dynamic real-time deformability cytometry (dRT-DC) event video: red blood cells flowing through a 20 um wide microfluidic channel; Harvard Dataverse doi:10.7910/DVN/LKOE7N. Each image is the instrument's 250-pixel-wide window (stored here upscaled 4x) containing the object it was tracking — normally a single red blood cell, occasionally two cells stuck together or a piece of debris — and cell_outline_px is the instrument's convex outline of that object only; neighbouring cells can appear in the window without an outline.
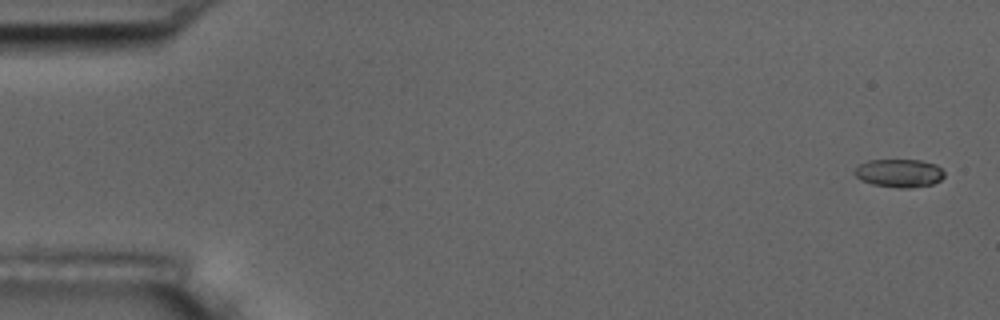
{"species": "common noctule bat (a hibernating species)", "species_latin": "Nyctalus noctula", "temperature_condition": "room temperature", "stored_images_in_passage": 55, "camera_frame_rate_fps": 3000, "um_per_image_px": 0.085, "animal": {"sex": "male", "body_mass_g": 17.5, "forearm_length_mm": 52.3}, "frame": {"image": 1, "passage_image": 1, "time_ms": 0.0, "image_size_px": [1000, 320], "cell_outline_px": [[944, 176], [940, 180], [932, 184], [912, 188], [900, 188], [872, 184], [860, 180], [856, 176], [856, 168], [860, 164], [868, 160], [920, 160], [936, 164], [944, 172]], "centroid_in_image_um": [76.45, 14.72], "position_along_channel_um": 8.5, "area_um2": 14.68}}
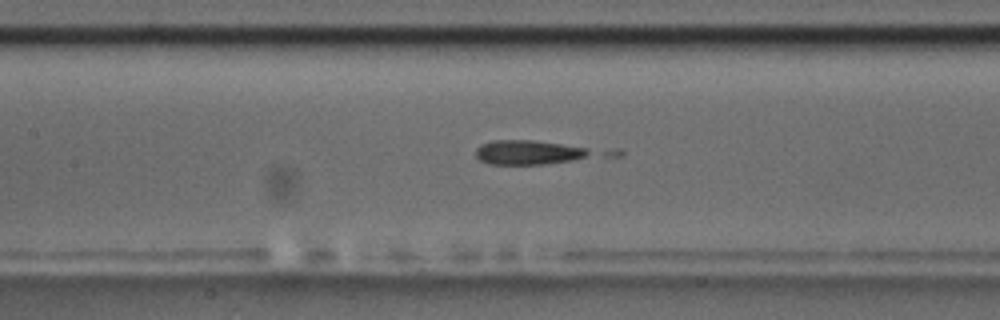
{"frame": {"image": 2, "passage_image": 25, "time_ms": 8.0, "image_size_px": [1000, 320], "cell_outline_px": [[624, 156], [544, 164], [488, 164], [480, 160], [476, 156], [476, 148], [480, 144], [492, 140], [532, 140], [620, 148], [624, 152]], "centroid_in_image_um": [45.94, 12.94], "position_along_channel_um": 161.5, "area_um2": 19.88}}
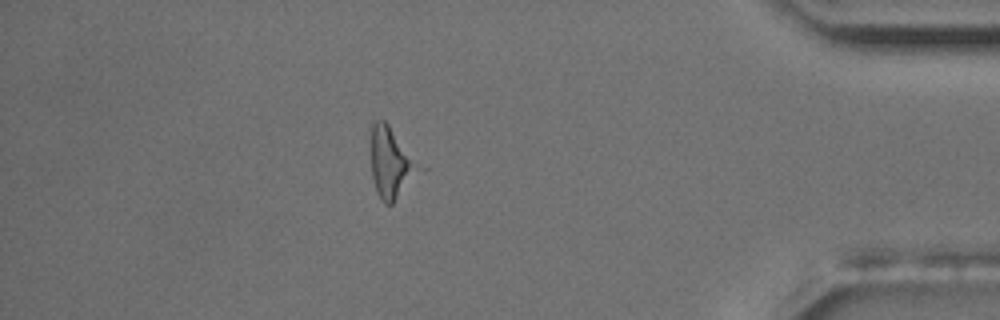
{"frame": {"image": 3, "passage_image": 48, "time_ms": 15.667, "image_size_px": [1000, 320], "cell_outline_px": [[412, 168], [392, 204], [384, 204], [380, 200], [376, 192], [372, 176], [368, 128], [368, 124], [376, 120], [384, 120], [388, 124], [408, 160]], "centroid_in_image_um": [32.88, 13.74], "position_along_channel_um": 402.3, "area_um2": 17.11}}